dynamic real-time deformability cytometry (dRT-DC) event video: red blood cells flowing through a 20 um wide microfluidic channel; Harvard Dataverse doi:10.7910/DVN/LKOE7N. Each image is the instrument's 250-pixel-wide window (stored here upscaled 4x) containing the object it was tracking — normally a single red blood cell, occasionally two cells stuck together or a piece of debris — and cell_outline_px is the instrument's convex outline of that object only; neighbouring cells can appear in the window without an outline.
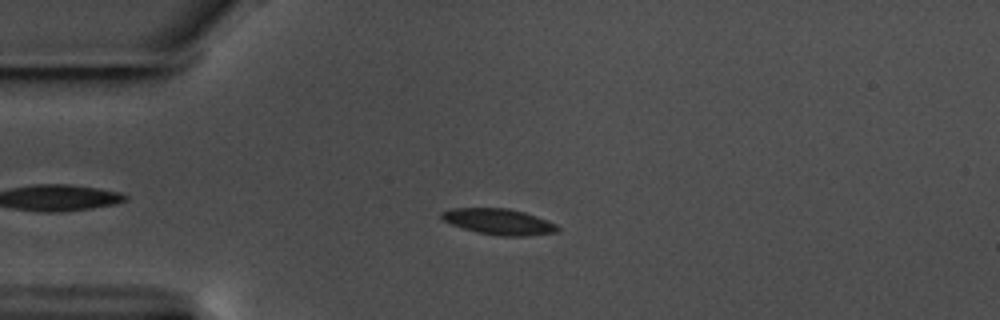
{"species": "common noctule bat (a hibernating species)", "species_latin": "Nyctalus noctula", "temperature_condition": "warm", "stored_images_in_passage": 48, "camera_frame_rate_fps": 3000, "um_per_image_px": 0.085, "animal": {"sex": "male", "body_mass_g": 17.5, "forearm_length_mm": 52.3}, "frame": {"image": 1, "passage_image": 9, "time_ms": 2.667, "image_size_px": [1000, 320], "cell_outline_px": [[560, 228], [556, 232], [524, 236], [500, 236], [480, 232], [464, 228], [452, 224], [444, 220], [440, 216], [440, 212], [452, 208], [508, 208], [524, 212], [536, 216], [556, 224]], "centroid_in_image_um": [42.4, 18.83], "position_along_channel_um": 42.6, "area_um2": 17.28}}
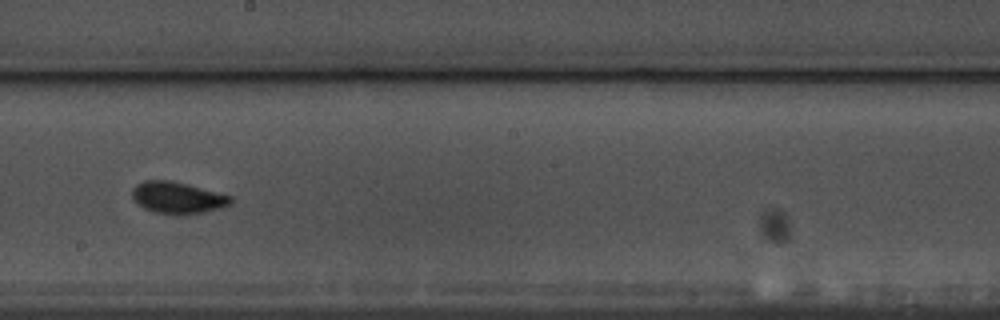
{"frame": {"image": 2, "passage_image": 27, "time_ms": 8.667, "image_size_px": [1000, 320], "cell_outline_px": [[232, 204], [204, 212], [152, 212], [144, 208], [132, 196], [132, 188], [136, 184], [144, 180], [168, 180], [188, 184], [232, 196]], "centroid_in_image_um": [15.09, 16.76], "position_along_channel_um": 233.1, "area_um2": 17.57}}
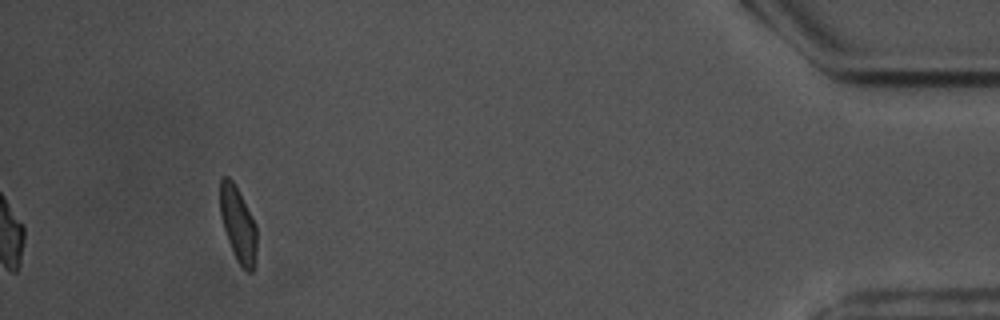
{"frame": {"image": 3, "passage_image": 48, "time_ms": 15.667, "image_size_px": [1000, 320], "cell_outline_px": [[256, 252], [252, 272], [248, 272], [236, 260], [232, 252], [224, 228], [220, 212], [220, 176], [228, 176], [232, 180], [256, 224]], "centroid_in_image_um": [20.22, 19.05], "position_along_channel_um": 415.0, "area_um2": 15.78}, "authors_computed_cell_mechanics": {"area_um2": 17.34, "velocity_mm_per_s": 3.5626, "shape_relaxation_time_tau1_ms": 3.7084, "shape_relaxation_time_tau2_ms": 1.339, "deformation_change_tau1": 0.1103, "deformation_change_tau2": 0.0556}}